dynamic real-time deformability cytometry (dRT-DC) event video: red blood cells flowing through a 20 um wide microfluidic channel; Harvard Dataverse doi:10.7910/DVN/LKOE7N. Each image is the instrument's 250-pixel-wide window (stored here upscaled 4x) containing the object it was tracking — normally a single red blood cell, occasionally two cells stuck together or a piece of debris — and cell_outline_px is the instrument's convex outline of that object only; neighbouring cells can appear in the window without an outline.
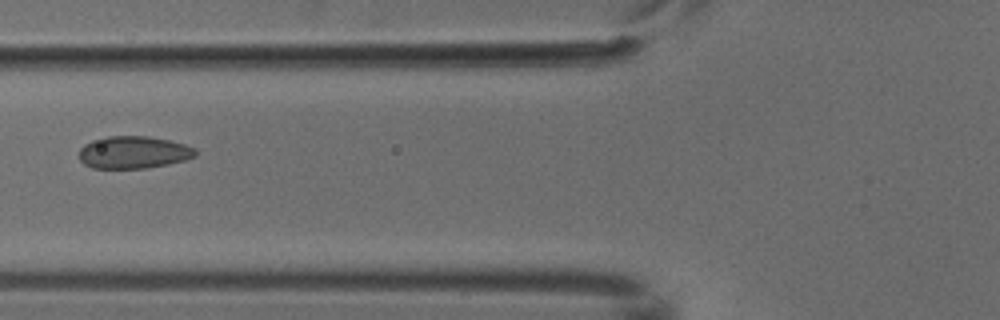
{"species": "common noctule bat (a hibernating species)", "species_latin": "Nyctalus noctula", "temperature_condition": "cold", "stored_images_in_passage": 4, "camera_frame_rate_fps": 3000, "um_per_image_px": 0.085, "animal": {"sex": "male", "body_mass_g": 18.8}, "frame": {"image": 1, "passage_image": 3, "time_ms": 0.667, "image_size_px": [1000, 320], "cell_outline_px": [[196, 156], [184, 160], [168, 164], [148, 168], [92, 168], [84, 164], [80, 160], [80, 148], [84, 144], [92, 140], [108, 136], [148, 136], [168, 140], [184, 144], [196, 148]], "centroid_in_image_um": [11.34, 12.95], "position_along_channel_um": 114.5, "area_um2": 21.96}}
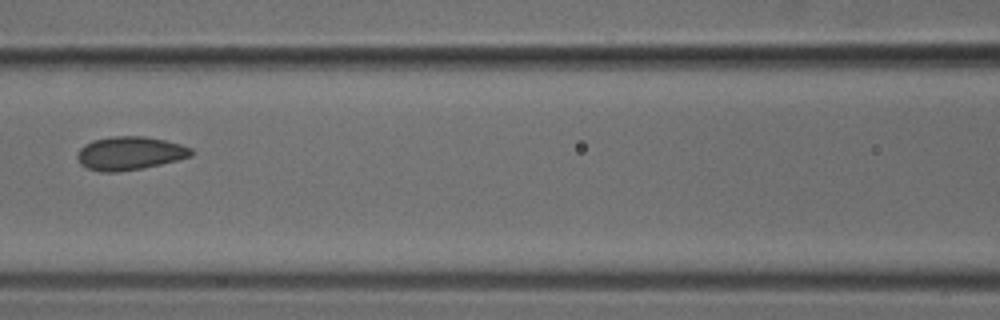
{"frame": {"image": 2, "passage_image": 4, "time_ms": 1.0, "image_size_px": [1000, 320], "cell_outline_px": [[196, 152], [192, 156], [144, 168], [116, 172], [100, 172], [88, 168], [80, 164], [76, 156], [80, 148], [84, 144], [92, 140], [112, 136], [144, 136], [164, 140], [180, 144], [192, 148]], "centroid_in_image_um": [11.03, 13.02], "position_along_channel_um": 155.6, "area_um2": 22.31}}